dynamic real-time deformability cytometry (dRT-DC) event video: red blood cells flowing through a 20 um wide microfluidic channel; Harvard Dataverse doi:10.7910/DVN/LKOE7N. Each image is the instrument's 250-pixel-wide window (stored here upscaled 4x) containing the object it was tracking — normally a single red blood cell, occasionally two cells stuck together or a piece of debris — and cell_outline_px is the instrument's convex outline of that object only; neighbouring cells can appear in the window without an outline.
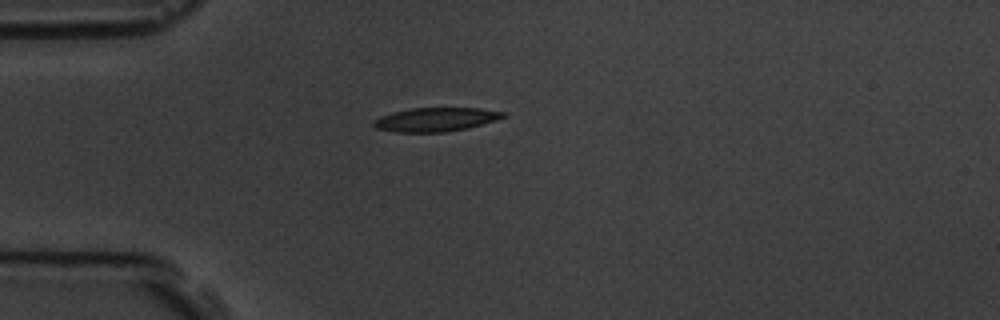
{"species": "common noctule bat (a hibernating species)", "species_latin": "Nyctalus noctula", "temperature_condition": "room temperature", "stored_images_in_passage": 1, "camera_frame_rate_fps": 3000, "um_per_image_px": 0.085, "animal": {"sex": "male", "body_mass_g": 19.5, "forearm_length_mm": 54.6}, "frame": {"image": 1, "passage_image": 1, "time_ms": 0.0, "image_size_px": [1000, 320], "cell_outline_px": [[508, 116], [496, 120], [468, 128], [444, 132], [396, 132], [376, 128], [372, 124], [372, 120], [380, 116], [392, 112], [412, 108], [480, 108], [508, 112]], "centroid_in_image_um": [37.06, 10.15], "position_along_channel_um": 47.9, "area_um2": 18.15}}